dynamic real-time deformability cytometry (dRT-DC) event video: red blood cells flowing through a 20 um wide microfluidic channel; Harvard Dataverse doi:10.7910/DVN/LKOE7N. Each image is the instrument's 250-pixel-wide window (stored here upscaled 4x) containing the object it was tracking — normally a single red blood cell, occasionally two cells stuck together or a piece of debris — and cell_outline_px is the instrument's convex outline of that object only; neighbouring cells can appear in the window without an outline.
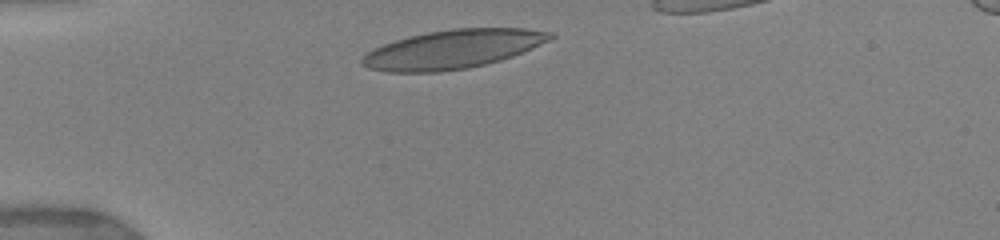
{"species": "human", "species_latin": "Homo sapiens", "temperature_condition": "warm", "stored_images_in_passage": 33, "camera_frame_rate_fps": 3000, "um_per_image_px": 0.085, "donor": {"sex": "female"}, "frame": {"image": 1, "passage_image": 1, "time_ms": 0.0, "image_size_px": [1000, 240], "cell_outline_px": [[556, 36], [552, 40], [512, 56], [500, 60], [468, 68], [440, 72], [388, 72], [368, 68], [360, 64], [360, 60], [368, 52], [384, 44], [396, 40], [428, 32], [452, 28], [524, 28], [552, 32]], "centroid_in_image_um": [38.52, 4.18], "position_along_channel_um": 46.5, "area_um2": 42.37}}
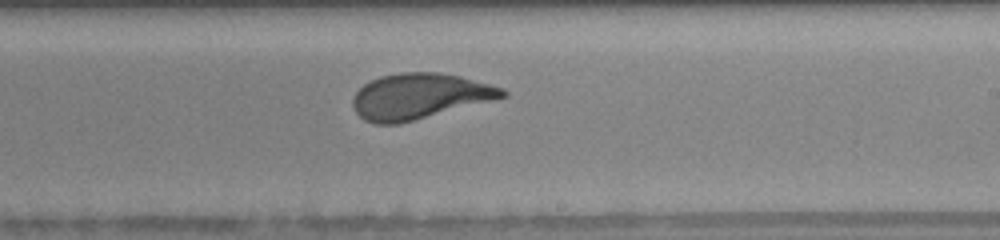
{"frame": {"image": 2, "passage_image": 18, "time_ms": 6.0, "image_size_px": [1000, 240], "cell_outline_px": [[508, 96], [400, 124], [376, 124], [364, 120], [352, 108], [352, 96], [364, 84], [380, 76], [404, 72], [436, 72], [460, 76], [504, 88], [508, 92]], "centroid_in_image_um": [35.63, 8.19], "position_along_channel_um": 253.4, "area_um2": 39.77}}
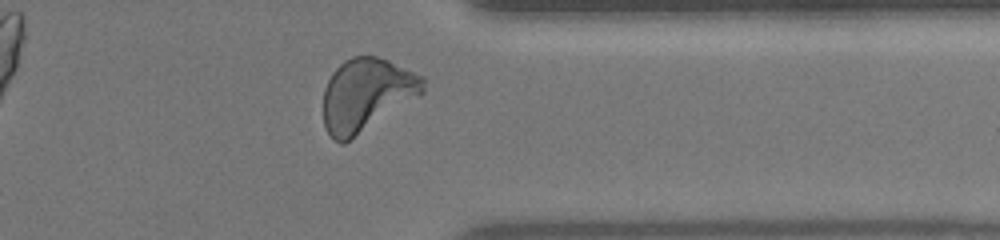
{"frame": {"image": 3, "passage_image": 29, "time_ms": 9.333, "image_size_px": [1000, 240], "cell_outline_px": [[424, 92], [344, 144], [340, 144], [324, 128], [324, 88], [332, 72], [344, 60], [352, 56], [376, 56], [388, 60], [424, 76]], "centroid_in_image_um": [31.13, 8.03], "position_along_channel_um": 380.3, "area_um2": 41.96}, "authors_computed_cell_mechanics": {"area_um2": 40.4022, "velocity_mm_per_s": 3.8795, "shape_relaxation_time_tau1_ms": 3.3061, "shape_relaxation_time_tau2_ms": null, "deformation_change_tau1": 0.1788, "deformation_change_tau2": null}}